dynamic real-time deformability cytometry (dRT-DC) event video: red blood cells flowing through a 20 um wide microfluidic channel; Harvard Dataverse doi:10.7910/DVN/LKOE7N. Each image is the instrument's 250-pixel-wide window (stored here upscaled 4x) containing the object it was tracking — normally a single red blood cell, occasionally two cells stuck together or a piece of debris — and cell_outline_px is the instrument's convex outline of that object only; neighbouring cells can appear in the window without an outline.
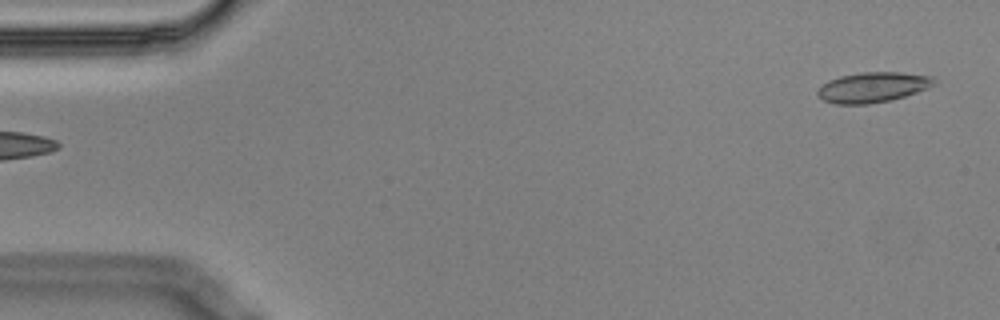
{"species": "Egyptian fruit bat (a non-hibernating species)", "species_latin": "Rousettus aegyptiacus", "temperature_condition": "cold", "stored_images_in_passage": 5, "segment_of_instrument_passage": [2, 2], "camera_frame_rate_fps": 3000, "um_per_image_px": 0.085, "animal": {"sex": "male"}, "frame": {"image": 1, "passage_image": 5, "time_ms": 1.333, "image_size_px": [1000, 320], "cell_outline_px": [[936, 84], [928, 88], [892, 100], [868, 104], [836, 104], [824, 100], [816, 92], [828, 80], [840, 76], [860, 72], [900, 72], [932, 76], [936, 80]], "centroid_in_image_um": [74.22, 7.41], "position_along_channel_um": 10.8, "area_um2": 20.46}}